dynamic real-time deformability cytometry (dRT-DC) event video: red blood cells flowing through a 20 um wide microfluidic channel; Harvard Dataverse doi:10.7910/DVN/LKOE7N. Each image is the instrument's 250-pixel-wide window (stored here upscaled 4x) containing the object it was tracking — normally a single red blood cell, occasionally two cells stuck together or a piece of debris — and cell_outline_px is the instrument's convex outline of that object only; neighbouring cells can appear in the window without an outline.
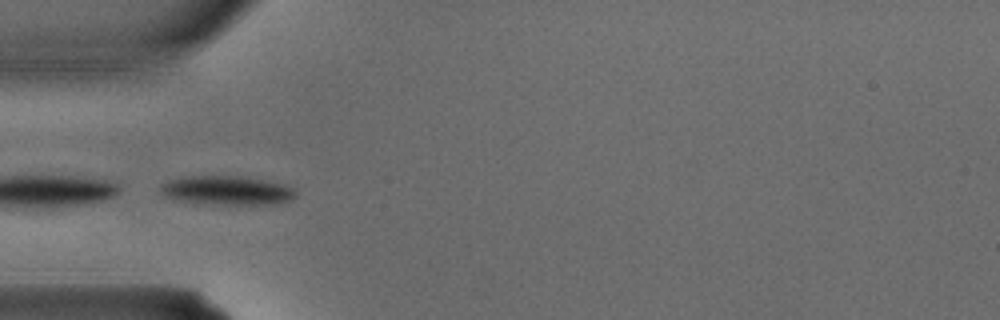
{"species": "common noctule bat (a hibernating species)", "species_latin": "Nyctalus noctula", "temperature_condition": "warm", "stored_images_in_passage": 2, "camera_frame_rate_fps": 3000, "um_per_image_px": 0.085, "animal": {"sex": "male", "body_mass_g": 15.6}, "frame": {"image": 1, "passage_image": 2, "time_ms": 0.333, "image_size_px": [1000, 320], "cell_outline_px": [[296, 196], [292, 200], [276, 204], [208, 204], [180, 200], [160, 196], [160, 184], [168, 180], [184, 176], [248, 176], [288, 184], [296, 192]], "centroid_in_image_um": [19.3, 16.17], "position_along_channel_um": 65.7, "area_um2": 23.41}}